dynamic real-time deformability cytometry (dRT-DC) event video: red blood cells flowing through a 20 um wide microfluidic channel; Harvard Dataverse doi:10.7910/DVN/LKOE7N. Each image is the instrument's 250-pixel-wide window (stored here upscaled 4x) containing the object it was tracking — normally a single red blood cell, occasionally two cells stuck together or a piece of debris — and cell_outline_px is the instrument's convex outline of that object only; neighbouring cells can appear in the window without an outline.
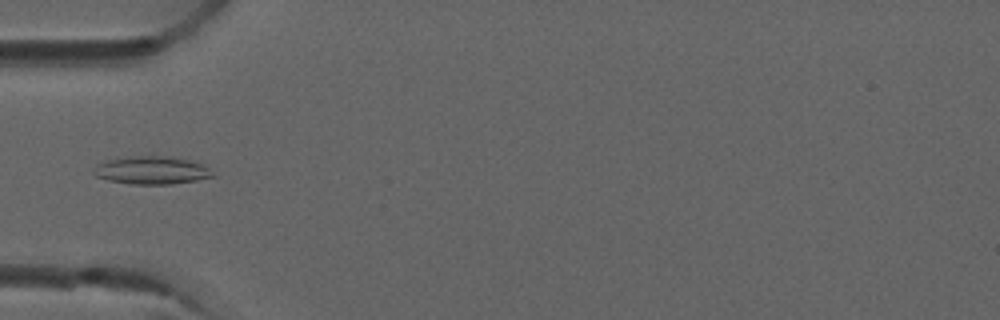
{"species": "common noctule bat (a hibernating species)", "species_latin": "Nyctalus noctula", "temperature_condition": "room temperature", "stored_images_in_passage": 3, "camera_frame_rate_fps": 3000, "um_per_image_px": 0.085, "animal": {"sex": "male", "forearm_length_mm": 52.5}, "frame": {"image": 1, "passage_image": 2, "time_ms": 0.333, "image_size_px": [1000, 320], "cell_outline_px": [[216, 176], [196, 180], [172, 184], [132, 184], [108, 180], [96, 176], [92, 172], [96, 164], [108, 160], [132, 156], [172, 156], [188, 160], [200, 164], [208, 168]], "centroid_in_image_um": [12.87, 14.47], "position_along_channel_um": 72.1, "area_um2": 19.25}}